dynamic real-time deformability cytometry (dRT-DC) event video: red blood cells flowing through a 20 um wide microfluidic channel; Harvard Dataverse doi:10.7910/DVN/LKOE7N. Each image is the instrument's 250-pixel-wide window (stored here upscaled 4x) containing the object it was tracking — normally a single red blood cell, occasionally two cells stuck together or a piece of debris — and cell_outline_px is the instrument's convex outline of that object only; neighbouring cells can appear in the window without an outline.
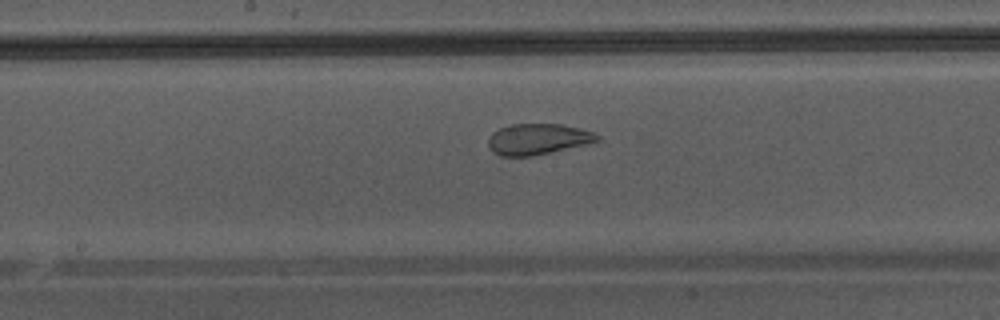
{"species": "Egyptian fruit bat (a non-hibernating species)", "species_latin": "Rousettus aegyptiacus", "temperature_condition": "warm", "stored_images_in_passage": 42, "segment_of_instrument_passage": [2, 2], "camera_frame_rate_fps": 3000, "um_per_image_px": 0.085, "animal": {"sex": "male"}, "frame": {"image": 1, "passage_image": 23, "time_ms": 7.333, "image_size_px": [1000, 320], "cell_outline_px": [[600, 140], [584, 144], [532, 156], [500, 156], [492, 152], [488, 144], [488, 136], [492, 132], [500, 128], [512, 124], [564, 124], [580, 128], [592, 132], [600, 136]], "centroid_in_image_um": [45.67, 11.82], "position_along_channel_um": 202.5, "area_um2": 19.54}}
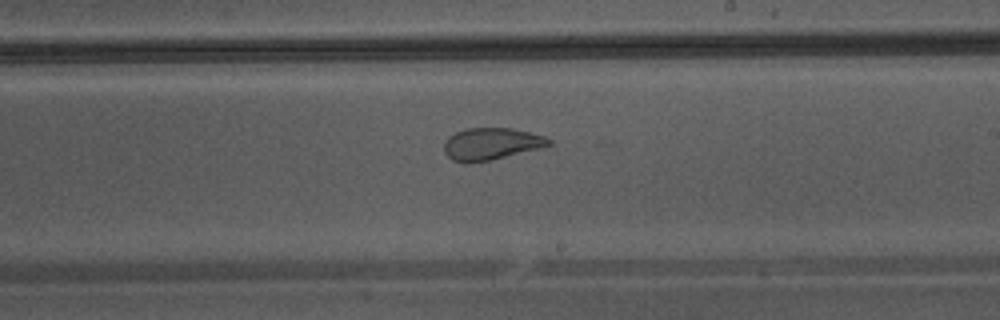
{"frame": {"image": 2, "passage_image": 26, "time_ms": 8.333, "image_size_px": [1000, 320], "cell_outline_px": [[552, 144], [540, 148], [488, 160], [452, 160], [444, 152], [444, 144], [448, 136], [456, 132], [468, 128], [512, 128], [544, 136], [552, 140]], "centroid_in_image_um": [41.78, 12.19], "position_along_channel_um": 247.2, "area_um2": 18.9}}